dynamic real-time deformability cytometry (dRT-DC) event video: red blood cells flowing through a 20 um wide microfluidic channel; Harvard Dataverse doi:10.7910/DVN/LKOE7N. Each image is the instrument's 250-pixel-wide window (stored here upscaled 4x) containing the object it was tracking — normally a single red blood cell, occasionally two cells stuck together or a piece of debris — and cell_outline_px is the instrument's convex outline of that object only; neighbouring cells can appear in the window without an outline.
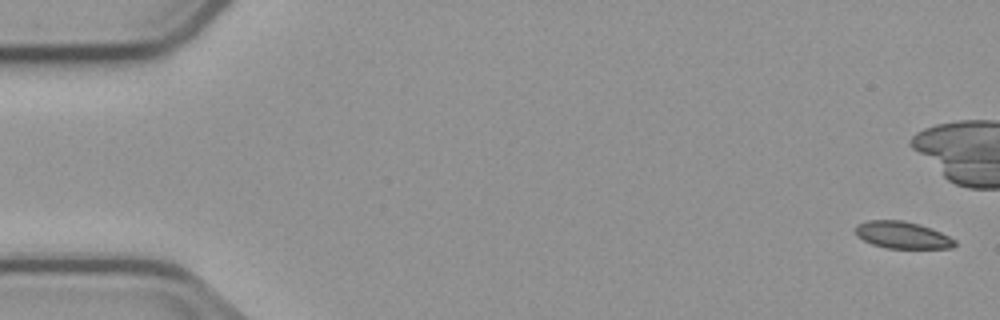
{"species": "common noctule bat (a hibernating species)", "species_latin": "Nyctalus noctula", "temperature_condition": "cold", "stored_images_in_passage": 5, "segment_of_instrument_passage": [2, 2], "camera_frame_rate_fps": 3000, "um_per_image_px": 0.085, "animal": {"sex": "male", "body_mass_g": 23.1, "forearm_length_mm": 52.7}, "frame": {"image": 1, "passage_image": 5, "time_ms": 6.0, "image_size_px": [1000, 320], "cell_outline_px": [[956, 244], [952, 248], [888, 248], [872, 244], [856, 236], [856, 224], [868, 220], [904, 220], [920, 224], [940, 232], [956, 240]], "centroid_in_image_um": [76.69, 19.97], "position_along_channel_um": 8.3, "area_um2": 15.61}}